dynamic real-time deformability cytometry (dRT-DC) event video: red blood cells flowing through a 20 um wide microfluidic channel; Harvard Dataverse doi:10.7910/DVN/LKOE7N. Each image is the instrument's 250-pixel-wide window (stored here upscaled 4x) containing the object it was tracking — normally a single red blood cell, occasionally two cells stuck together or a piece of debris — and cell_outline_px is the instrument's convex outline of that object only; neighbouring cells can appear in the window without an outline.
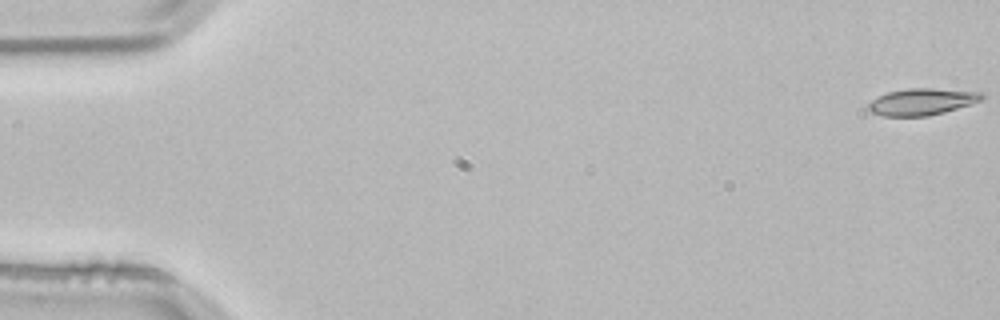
{"species": "common noctule bat (a hibernating species)", "species_latin": "Nyctalus noctula", "temperature_condition": "room temperature", "stored_images_in_passage": 53, "camera_frame_rate_fps": 3000, "um_per_image_px": 0.085, "animal": {"sex": "male", "body_mass_g": 21.5, "forearm_length_mm": 52.0}, "frame": {"image": 1, "passage_image": 1, "time_ms": 0.0, "image_size_px": [1000, 320], "cell_outline_px": [[984, 100], [944, 112], [928, 116], [884, 116], [872, 112], [868, 108], [868, 104], [872, 100], [888, 92], [908, 88], [932, 88], [984, 92]], "centroid_in_image_um": [78.42, 8.64], "position_along_channel_um": 6.6, "area_um2": 17.63}}
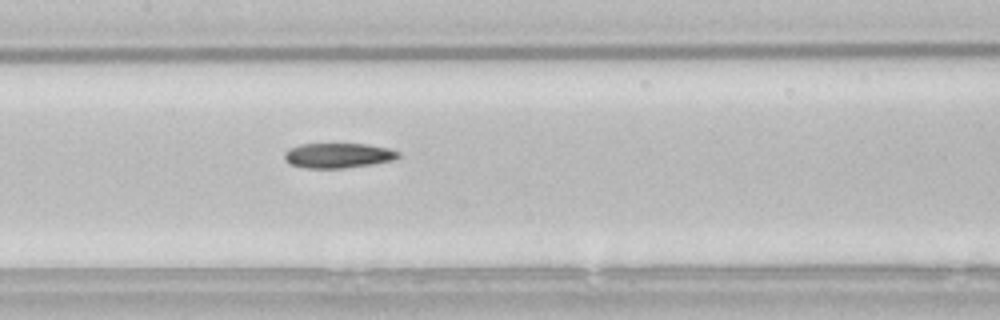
{"frame": {"image": 2, "passage_image": 26, "time_ms": 8.333, "image_size_px": [1000, 320], "cell_outline_px": [[400, 156], [396, 160], [372, 164], [344, 168], [304, 168], [292, 164], [284, 160], [284, 152], [288, 148], [300, 144], [368, 144], [388, 148], [400, 152]], "centroid_in_image_um": [28.75, 13.21], "position_along_channel_um": 178.7, "area_um2": 16.7}}
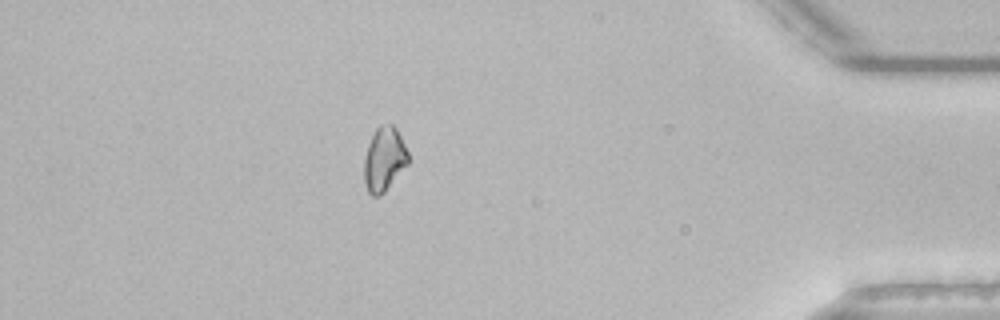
{"frame": {"image": 3, "passage_image": 47, "time_ms": 15.333, "image_size_px": [1000, 320], "cell_outline_px": [[408, 164], [384, 192], [380, 196], [372, 196], [368, 192], [364, 184], [364, 156], [368, 144], [376, 128], [380, 124], [392, 124], [396, 128], [408, 152]], "centroid_in_image_um": [32.64, 13.54], "position_along_channel_um": 402.6, "area_um2": 16.47}, "authors_computed_cell_mechanics": {"area_um2": 17.1088, "velocity_mm_per_s": 3.8457, "shape_relaxation_time_tau1_ms": 8.3114, "shape_relaxation_time_tau2_ms": null, "deformation_change_tau1": 0.1412, "deformation_change_tau2": null}}